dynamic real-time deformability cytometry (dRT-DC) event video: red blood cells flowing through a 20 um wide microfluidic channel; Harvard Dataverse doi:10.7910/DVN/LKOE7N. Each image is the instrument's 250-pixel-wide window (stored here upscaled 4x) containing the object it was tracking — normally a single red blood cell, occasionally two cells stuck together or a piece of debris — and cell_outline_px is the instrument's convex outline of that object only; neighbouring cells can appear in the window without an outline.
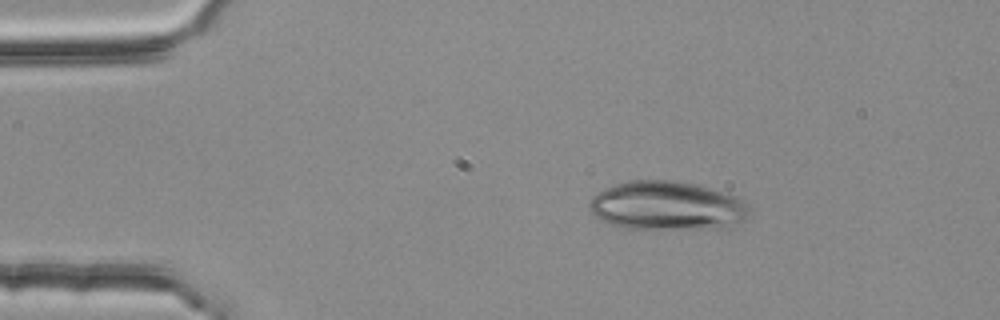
{"species": "common noctule bat (a hibernating species)", "species_latin": "Nyctalus noctula", "temperature_condition": "room temperature", "stored_images_in_passage": 2, "camera_frame_rate_fps": 3000, "um_per_image_px": 0.085, "animal": {"sex": "female", "body_mass_g": 25.1}, "frame": {"image": 1, "passage_image": 1, "time_ms": 0.0, "image_size_px": [1000, 320], "cell_outline_px": [[752, 208], [748, 216], [744, 220], [732, 228], [620, 228], [608, 224], [600, 220], [588, 208], [588, 204], [592, 196], [604, 188], [628, 180], [676, 180], [700, 184], [728, 192], [744, 200]], "centroid_in_image_um": [56.75, 17.48], "position_along_channel_um": 28.2, "area_um2": 46.53}}